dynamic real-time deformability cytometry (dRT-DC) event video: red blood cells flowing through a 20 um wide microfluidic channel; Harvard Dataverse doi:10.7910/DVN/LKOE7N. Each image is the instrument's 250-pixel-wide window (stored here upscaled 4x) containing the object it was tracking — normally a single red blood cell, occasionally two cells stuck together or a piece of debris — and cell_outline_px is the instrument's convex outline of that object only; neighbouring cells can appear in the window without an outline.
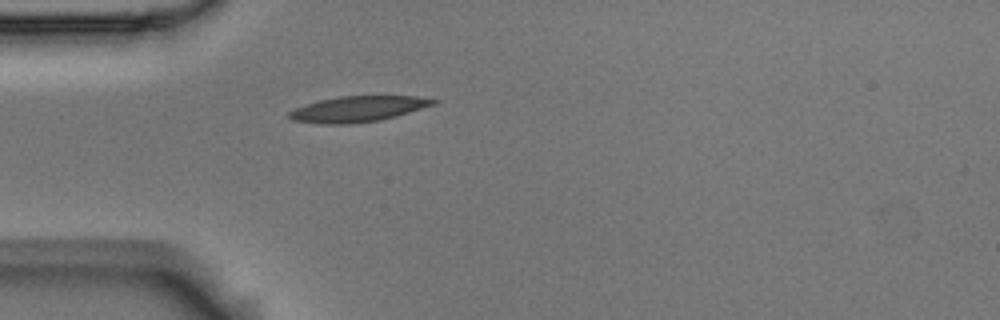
{"species": "Egyptian fruit bat (a non-hibernating species)", "species_latin": "Rousettus aegyptiacus", "temperature_condition": "room temperature", "stored_images_in_passage": 1, "camera_frame_rate_fps": 3000, "um_per_image_px": 0.085, "animal": {"sex": "male"}, "frame": {"image": 1, "passage_image": 1, "time_ms": 0.0, "image_size_px": [1000, 320], "cell_outline_px": [[440, 100], [436, 104], [396, 116], [380, 120], [348, 124], [324, 124], [292, 120], [288, 116], [288, 112], [296, 108], [320, 100], [340, 96], [416, 96]], "centroid_in_image_um": [30.46, 9.26], "position_along_channel_um": 54.5, "area_um2": 21.44}}